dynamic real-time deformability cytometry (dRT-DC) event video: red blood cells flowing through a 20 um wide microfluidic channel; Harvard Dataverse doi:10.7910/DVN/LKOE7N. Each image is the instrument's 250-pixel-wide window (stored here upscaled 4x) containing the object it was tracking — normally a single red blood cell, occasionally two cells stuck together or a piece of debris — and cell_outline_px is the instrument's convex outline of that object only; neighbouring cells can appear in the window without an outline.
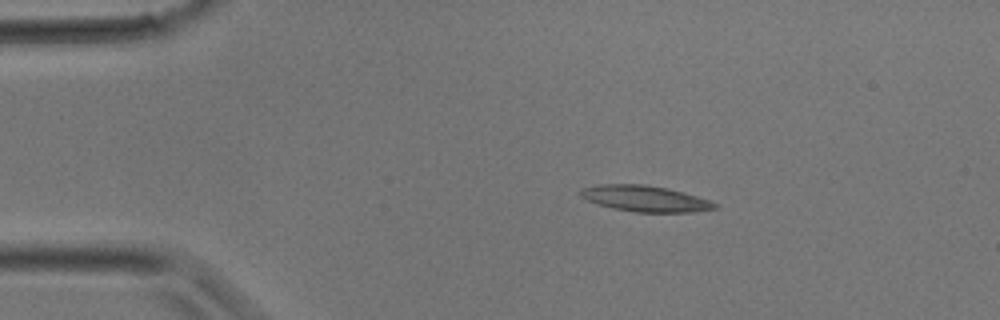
{"species": "common noctule bat (a hibernating species)", "species_latin": "Nyctalus noctula", "temperature_condition": "room temperature", "stored_images_in_passage": 24, "camera_frame_rate_fps": 3000, "um_per_image_px": 0.085, "animal": {"sex": "male", "body_mass_g": 17.9}, "frame": {"image": 1, "passage_image": 1, "time_ms": 0.0, "image_size_px": [1000, 320], "cell_outline_px": [[720, 208], [692, 212], [636, 212], [612, 208], [588, 200], [580, 196], [576, 192], [580, 188], [600, 184], [644, 184], [668, 188], [696, 196], [720, 204]], "centroid_in_image_um": [54.83, 16.87], "position_along_channel_um": 30.2, "area_um2": 20.46}}
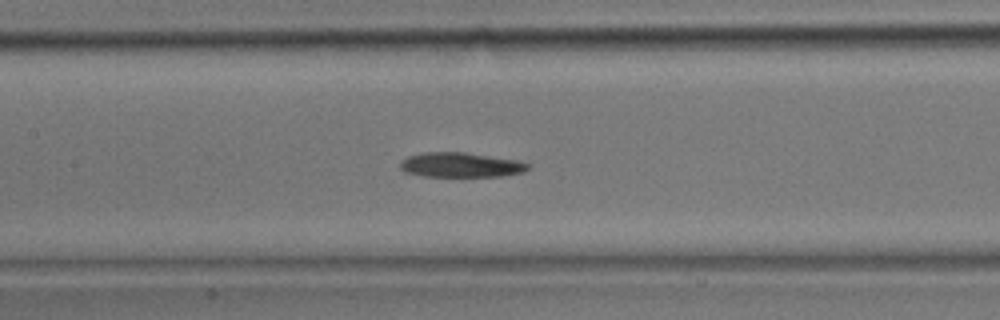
{"frame": {"image": 2, "passage_image": 10, "time_ms": 3.0, "image_size_px": [1000, 320], "cell_outline_px": [[532, 164], [524, 172], [504, 176], [424, 176], [404, 172], [400, 168], [400, 160], [408, 156], [424, 152], [464, 152], [516, 160]], "centroid_in_image_um": [39.15, 14.02], "position_along_channel_um": 168.2, "area_um2": 18.44}}
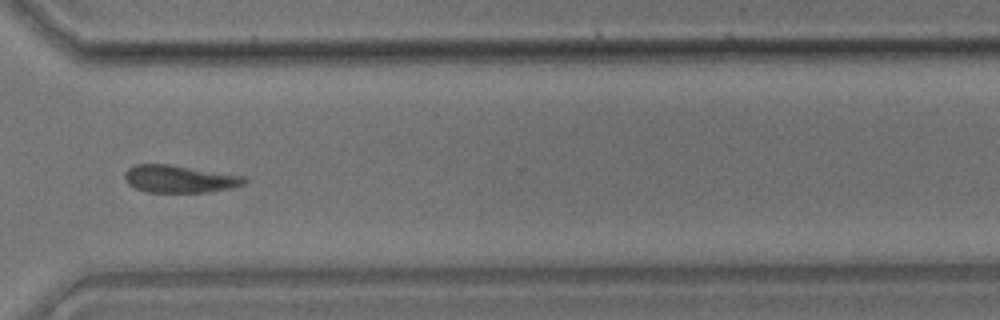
{"frame": {"image": 3, "passage_image": 19, "time_ms": 6.0, "image_size_px": [1000, 320], "cell_outline_px": [[248, 180], [244, 184], [232, 188], [204, 192], [148, 192], [136, 188], [128, 184], [124, 176], [124, 172], [128, 168], [136, 164], [168, 164], [248, 176]], "centroid_in_image_um": [15.29, 15.2], "position_along_channel_um": 355.3, "area_um2": 19.25}}